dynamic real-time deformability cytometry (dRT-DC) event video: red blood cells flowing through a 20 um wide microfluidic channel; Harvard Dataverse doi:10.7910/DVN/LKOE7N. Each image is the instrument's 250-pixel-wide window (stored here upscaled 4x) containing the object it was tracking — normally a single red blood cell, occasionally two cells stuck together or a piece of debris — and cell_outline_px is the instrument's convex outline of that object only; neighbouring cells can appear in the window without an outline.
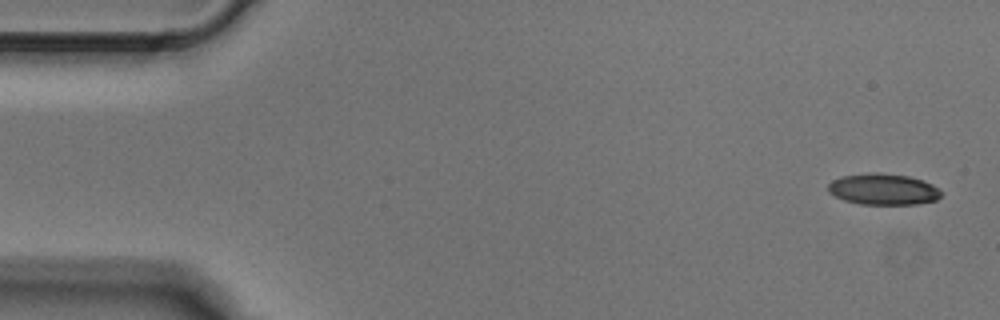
{"species": "Egyptian fruit bat (a non-hibernating species)", "species_latin": "Rousettus aegyptiacus", "temperature_condition": "cold", "stored_images_in_passage": 3, "camera_frame_rate_fps": 3000, "um_per_image_px": 0.085, "animal": {"sex": "male"}, "frame": {"image": 1, "passage_image": 1, "time_ms": 0.0, "image_size_px": [1000, 320], "cell_outline_px": [[944, 192], [936, 200], [916, 204], [860, 204], [844, 200], [828, 192], [828, 184], [832, 180], [840, 176], [872, 172], [876, 172], [908, 176], [924, 180], [932, 184]], "centroid_in_image_um": [75.08, 16.08], "position_along_channel_um": 9.9, "area_um2": 20.69}}